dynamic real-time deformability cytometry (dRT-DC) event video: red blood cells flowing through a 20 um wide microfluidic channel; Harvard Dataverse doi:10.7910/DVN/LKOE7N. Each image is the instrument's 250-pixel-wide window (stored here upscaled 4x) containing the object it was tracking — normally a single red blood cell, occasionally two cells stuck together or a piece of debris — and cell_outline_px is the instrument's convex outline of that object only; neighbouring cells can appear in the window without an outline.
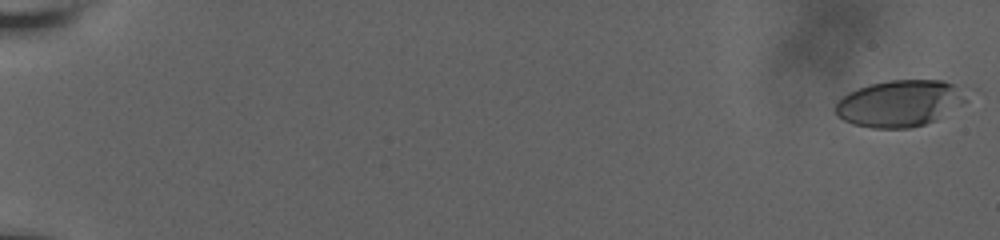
{"species": "human", "species_latin": "Homo sapiens", "temperature_condition": "room temperature", "stored_images_in_passage": 11, "camera_frame_rate_fps": 3000, "um_per_image_px": 0.085, "donor": {"sex": "male"}, "frame": {"image": 1, "passage_image": 1, "time_ms": 0.0, "image_size_px": [1000, 240], "cell_outline_px": [[952, 92], [936, 120], [912, 128], [872, 128], [852, 124], [836, 116], [836, 100], [848, 92], [868, 84], [888, 80], [944, 80], [952, 84]], "centroid_in_image_um": [76.04, 8.8], "position_along_channel_um": 9.0, "area_um2": 32.83}}
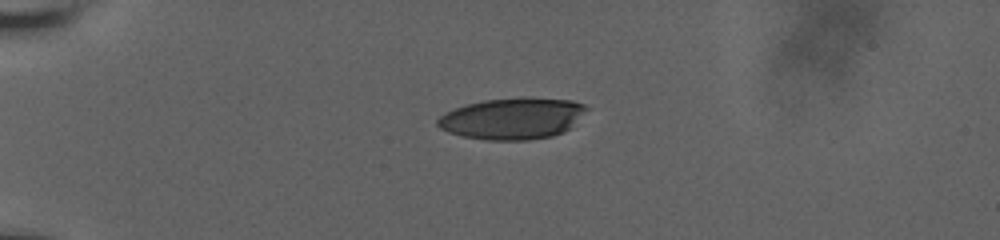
{"frame": {"image": 2, "passage_image": 7, "time_ms": 5.333, "image_size_px": [1000, 240], "cell_outline_px": [[588, 108], [572, 128], [564, 132], [552, 136], [528, 140], [488, 140], [464, 136], [448, 132], [440, 128], [436, 124], [436, 120], [444, 112], [468, 104], [484, 100], [524, 96], [572, 100], [584, 104]], "centroid_in_image_um": [43.59, 10.06], "position_along_channel_um": 41.4, "area_um2": 36.3}}
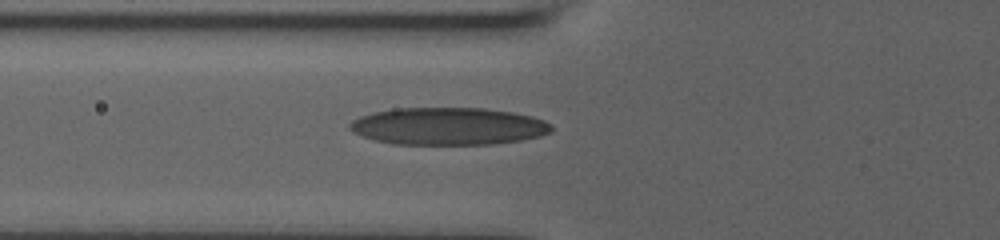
{"frame": {"image": 3, "passage_image": 11, "time_ms": 8.0, "image_size_px": [1000, 240], "cell_outline_px": [[552, 132], [540, 136], [520, 140], [492, 144], [392, 144], [376, 140], [352, 132], [348, 128], [348, 124], [352, 120], [360, 116], [372, 112], [392, 108], [484, 108], [512, 112], [532, 116], [544, 120], [552, 124]], "centroid_in_image_um": [38.09, 10.72], "position_along_channel_um": 87.7, "area_um2": 44.16}}